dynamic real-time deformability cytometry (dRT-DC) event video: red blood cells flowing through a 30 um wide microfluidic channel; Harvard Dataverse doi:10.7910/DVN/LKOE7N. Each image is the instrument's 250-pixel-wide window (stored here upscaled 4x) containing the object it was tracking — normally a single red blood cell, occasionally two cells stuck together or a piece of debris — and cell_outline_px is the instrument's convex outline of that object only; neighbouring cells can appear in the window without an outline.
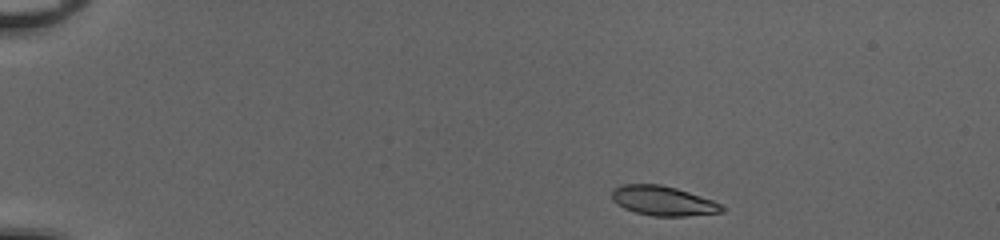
{"species": "common noctule bat (a hibernating species)", "species_latin": "Nyctalus noctula", "temperature_condition": "cold", "stored_images_in_passage": 43, "camera_frame_rate_fps": 3000, "um_per_image_px": 0.085, "animal": {"sex": "female", "body_mass_g": 20.0, "forearm_length_mm": 54.0}, "frame": {"image": 1, "passage_image": 1, "time_ms": 0.0, "image_size_px": [1000, 240], "cell_outline_px": [[724, 212], [688, 216], [652, 216], [636, 212], [624, 208], [616, 204], [612, 200], [612, 188], [620, 184], [660, 184], [676, 188], [712, 200], [720, 204], [724, 208]], "centroid_in_image_um": [56.32, 17.07], "position_along_channel_um": 28.7, "area_um2": 19.02}}
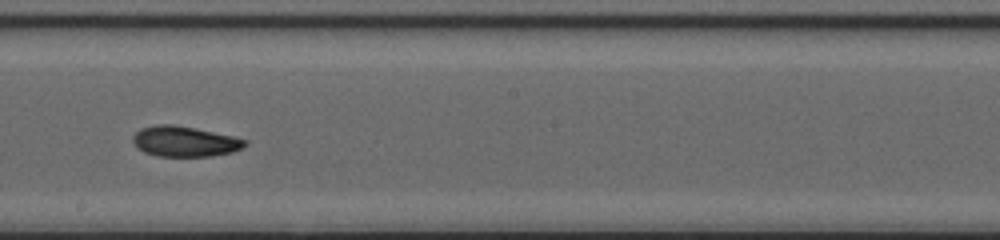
{"frame": {"image": 2, "passage_image": 23, "time_ms": 7.333, "image_size_px": [1000, 240], "cell_outline_px": [[248, 144], [244, 148], [232, 152], [212, 156], [156, 156], [144, 152], [136, 148], [132, 140], [132, 136], [140, 128], [156, 124], [172, 124], [196, 128], [232, 136], [248, 140]], "centroid_in_image_um": [15.69, 12.02], "position_along_channel_um": 232.5, "area_um2": 20.11}}
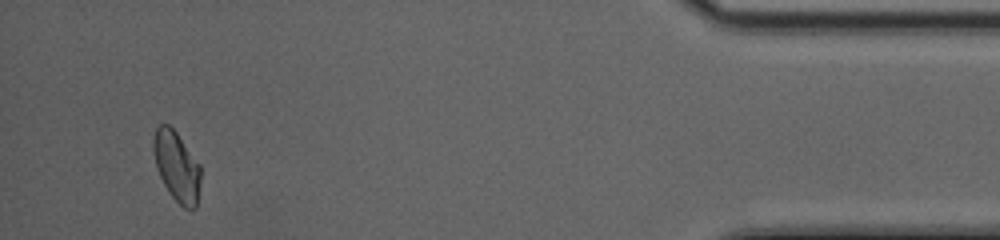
{"frame": {"image": 3, "passage_image": 41, "time_ms": 13.333, "image_size_px": [1000, 240], "cell_outline_px": [[200, 180], [196, 208], [184, 208], [168, 192], [156, 168], [152, 148], [152, 140], [156, 128], [160, 124], [168, 124], [176, 132], [200, 164]], "centroid_in_image_um": [15.0, 14.12], "position_along_channel_um": 420.2, "area_um2": 19.19}, "authors_computed_cell_mechanics": {"area_um2": 19.652, "velocity_mm_per_s": 4.1142, "shape_relaxation_time_tau1_ms": 4.7355, "shape_relaxation_time_tau2_ms": 3.2198, "deformation_change_tau1": 0.1376, "deformation_change_tau2": 0.0784}}